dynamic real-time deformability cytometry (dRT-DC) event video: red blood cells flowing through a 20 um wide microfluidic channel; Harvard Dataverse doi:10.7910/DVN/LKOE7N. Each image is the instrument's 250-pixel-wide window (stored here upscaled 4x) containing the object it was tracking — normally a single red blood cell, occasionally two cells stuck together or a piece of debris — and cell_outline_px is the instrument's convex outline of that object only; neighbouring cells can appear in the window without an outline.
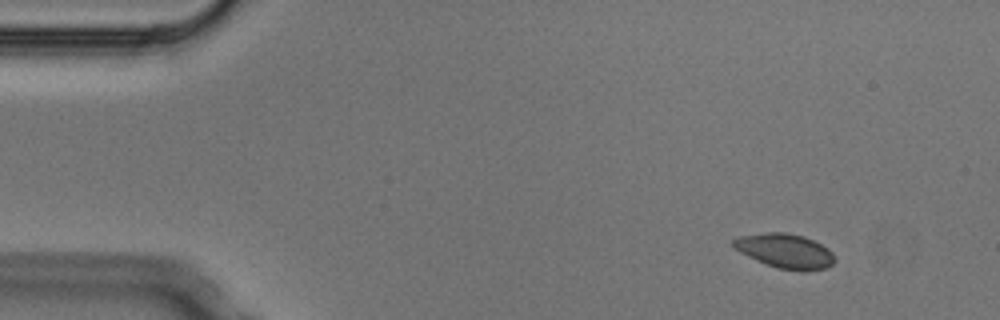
{"species": "Egyptian fruit bat (a non-hibernating species)", "species_latin": "Rousettus aegyptiacus", "temperature_condition": "cold", "stored_images_in_passage": 4, "camera_frame_rate_fps": 3000, "um_per_image_px": 0.085, "animal": {"sex": "male"}, "frame": {"image": 1, "passage_image": 1, "time_ms": 0.0, "image_size_px": [1000, 320], "cell_outline_px": [[836, 260], [832, 264], [824, 268], [804, 272], [800, 272], [776, 268], [756, 260], [732, 248], [732, 240], [740, 236], [768, 232], [788, 232], [804, 236], [828, 248], [832, 252]], "centroid_in_image_um": [66.73, 21.34], "position_along_channel_um": 18.3, "area_um2": 20.58}}
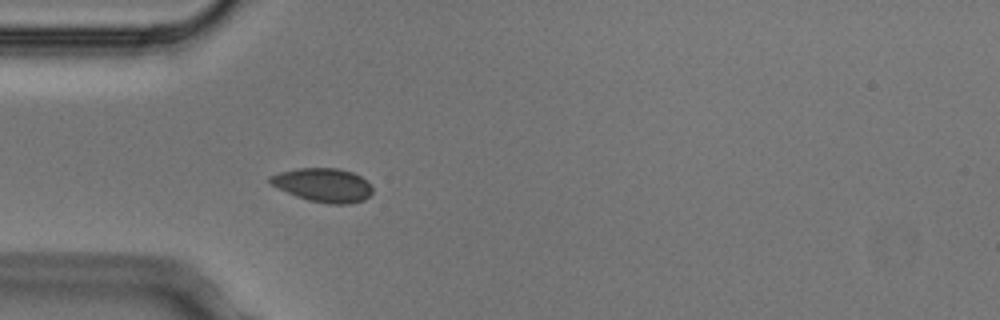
{"frame": {"image": 2, "passage_image": 4, "time_ms": 1.0, "image_size_px": [1000, 320], "cell_outline_px": [[372, 192], [364, 200], [348, 204], [328, 204], [308, 200], [296, 196], [272, 184], [268, 180], [268, 176], [280, 172], [296, 168], [336, 168], [352, 172], [360, 176], [372, 188]], "centroid_in_image_um": [27.45, 15.73], "position_along_channel_um": 57.5, "area_um2": 19.94}}